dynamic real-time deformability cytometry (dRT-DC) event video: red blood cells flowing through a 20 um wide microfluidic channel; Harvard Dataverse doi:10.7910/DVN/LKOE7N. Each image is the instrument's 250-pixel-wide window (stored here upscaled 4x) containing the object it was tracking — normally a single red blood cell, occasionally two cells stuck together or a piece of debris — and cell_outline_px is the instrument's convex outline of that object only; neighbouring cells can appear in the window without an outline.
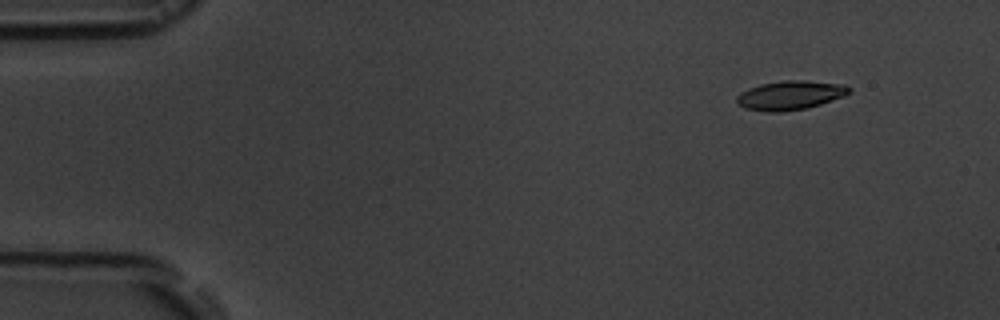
{"species": "common noctule bat (a hibernating species)", "species_latin": "Nyctalus noctula", "temperature_condition": "room temperature", "stored_images_in_passage": 4, "camera_frame_rate_fps": 3000, "um_per_image_px": 0.085, "animal": {"sex": "male", "body_mass_g": 19.5, "forearm_length_mm": 54.6}, "frame": {"image": 1, "passage_image": 1, "time_ms": 0.0, "image_size_px": [1000, 320], "cell_outline_px": [[852, 92], [844, 96], [808, 108], [784, 112], [768, 112], [744, 108], [736, 104], [736, 96], [740, 92], [748, 88], [760, 84], [784, 80], [804, 80], [844, 84], [852, 88]], "centroid_in_image_um": [67.16, 8.1], "position_along_channel_um": 17.8, "area_um2": 19.36}}
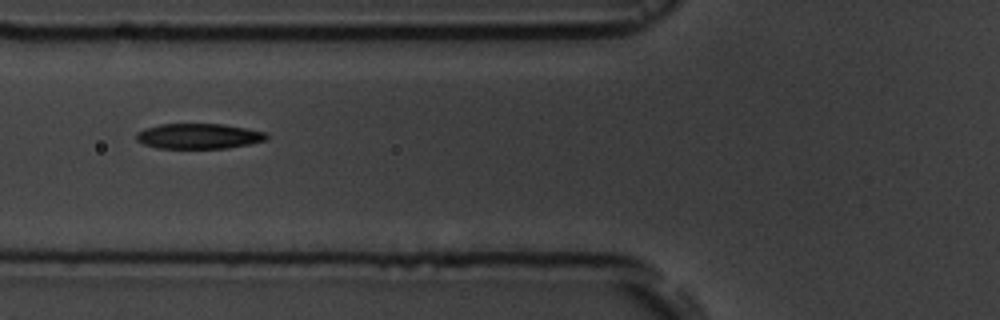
{"frame": {"image": 2, "passage_image": 3, "time_ms": 5.333, "image_size_px": [1000, 320], "cell_outline_px": [[268, 136], [264, 140], [248, 144], [228, 148], [160, 148], [144, 144], [136, 140], [136, 132], [144, 128], [160, 124], [224, 124], [248, 128], [268, 132]], "centroid_in_image_um": [16.89, 11.56], "position_along_channel_um": 108.9, "area_um2": 19.25}}
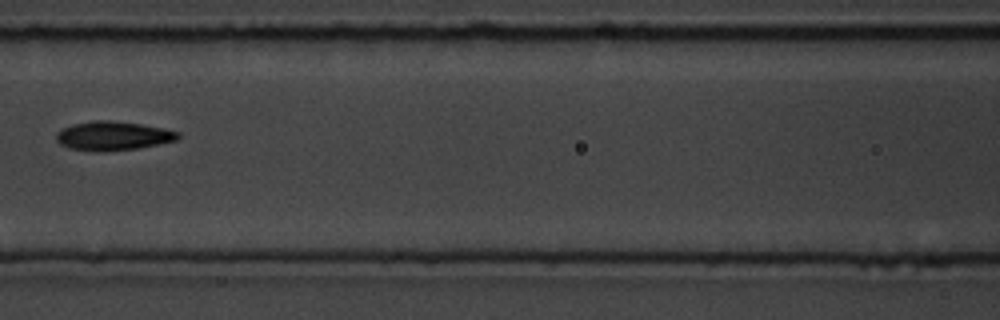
{"frame": {"image": 3, "passage_image": 4, "time_ms": 6.667, "image_size_px": [1000, 320], "cell_outline_px": [[180, 136], [176, 140], [136, 148], [104, 152], [68, 148], [60, 144], [56, 140], [56, 132], [60, 128], [72, 124], [92, 120], [108, 120], [140, 124], [164, 128], [180, 132]], "centroid_in_image_um": [9.55, 11.54], "position_along_channel_um": 157.0, "area_um2": 20.58}}